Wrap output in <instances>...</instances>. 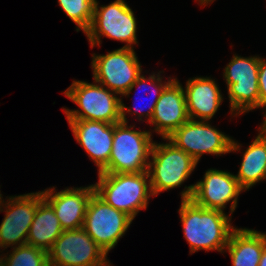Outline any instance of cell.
<instances>
[{
	"instance_id": "6da1fadb",
	"label": "cell",
	"mask_w": 266,
	"mask_h": 266,
	"mask_svg": "<svg viewBox=\"0 0 266 266\" xmlns=\"http://www.w3.org/2000/svg\"><path fill=\"white\" fill-rule=\"evenodd\" d=\"M179 214L184 237L190 245V252L217 250L222 252L236 229L223 211L206 209L192 200H182Z\"/></svg>"
},
{
	"instance_id": "7a4b0ae2",
	"label": "cell",
	"mask_w": 266,
	"mask_h": 266,
	"mask_svg": "<svg viewBox=\"0 0 266 266\" xmlns=\"http://www.w3.org/2000/svg\"><path fill=\"white\" fill-rule=\"evenodd\" d=\"M125 111L128 113L131 109L121 103L122 120L114 123L112 153L108 166L101 173H139L148 169L147 161L154 143L151 133L128 127Z\"/></svg>"
},
{
	"instance_id": "3957f363",
	"label": "cell",
	"mask_w": 266,
	"mask_h": 266,
	"mask_svg": "<svg viewBox=\"0 0 266 266\" xmlns=\"http://www.w3.org/2000/svg\"><path fill=\"white\" fill-rule=\"evenodd\" d=\"M95 193L107 204L135 218L139 210L146 209L148 198L153 196L148 172L98 173ZM149 188V189H148ZM149 191V192H148Z\"/></svg>"
},
{
	"instance_id": "277c9868",
	"label": "cell",
	"mask_w": 266,
	"mask_h": 266,
	"mask_svg": "<svg viewBox=\"0 0 266 266\" xmlns=\"http://www.w3.org/2000/svg\"><path fill=\"white\" fill-rule=\"evenodd\" d=\"M64 94L77 104L79 110L65 109L67 120L102 121L109 124L121 122L122 99L101 84L73 81Z\"/></svg>"
},
{
	"instance_id": "5b68a950",
	"label": "cell",
	"mask_w": 266,
	"mask_h": 266,
	"mask_svg": "<svg viewBox=\"0 0 266 266\" xmlns=\"http://www.w3.org/2000/svg\"><path fill=\"white\" fill-rule=\"evenodd\" d=\"M152 161L148 164L149 184L153 196L164 190L179 187L198 164L189 154L169 141L153 143Z\"/></svg>"
},
{
	"instance_id": "8992f818",
	"label": "cell",
	"mask_w": 266,
	"mask_h": 266,
	"mask_svg": "<svg viewBox=\"0 0 266 266\" xmlns=\"http://www.w3.org/2000/svg\"><path fill=\"white\" fill-rule=\"evenodd\" d=\"M206 122L189 119L166 140L182 149L197 162L204 153L220 155L240 149L230 137Z\"/></svg>"
},
{
	"instance_id": "52a82bcc",
	"label": "cell",
	"mask_w": 266,
	"mask_h": 266,
	"mask_svg": "<svg viewBox=\"0 0 266 266\" xmlns=\"http://www.w3.org/2000/svg\"><path fill=\"white\" fill-rule=\"evenodd\" d=\"M132 220L94 192L88 202L82 228L107 254L125 234Z\"/></svg>"
},
{
	"instance_id": "ba28073f",
	"label": "cell",
	"mask_w": 266,
	"mask_h": 266,
	"mask_svg": "<svg viewBox=\"0 0 266 266\" xmlns=\"http://www.w3.org/2000/svg\"><path fill=\"white\" fill-rule=\"evenodd\" d=\"M136 18L132 9L124 0H116L107 6L98 7L95 2L94 16L90 28L85 32L91 47L100 44V37L126 42V48L137 43Z\"/></svg>"
},
{
	"instance_id": "9c48e42d",
	"label": "cell",
	"mask_w": 266,
	"mask_h": 266,
	"mask_svg": "<svg viewBox=\"0 0 266 266\" xmlns=\"http://www.w3.org/2000/svg\"><path fill=\"white\" fill-rule=\"evenodd\" d=\"M107 254L83 228L64 230L48 251L49 266H110Z\"/></svg>"
},
{
	"instance_id": "30bf717a",
	"label": "cell",
	"mask_w": 266,
	"mask_h": 266,
	"mask_svg": "<svg viewBox=\"0 0 266 266\" xmlns=\"http://www.w3.org/2000/svg\"><path fill=\"white\" fill-rule=\"evenodd\" d=\"M260 57L233 56L224 78L228 87L231 112L238 114L260 107L258 71ZM238 111V112H237Z\"/></svg>"
},
{
	"instance_id": "8fae6325",
	"label": "cell",
	"mask_w": 266,
	"mask_h": 266,
	"mask_svg": "<svg viewBox=\"0 0 266 266\" xmlns=\"http://www.w3.org/2000/svg\"><path fill=\"white\" fill-rule=\"evenodd\" d=\"M94 54L93 77L111 92L124 94L141 75V66L133 48L122 47L106 55Z\"/></svg>"
},
{
	"instance_id": "7c38bea8",
	"label": "cell",
	"mask_w": 266,
	"mask_h": 266,
	"mask_svg": "<svg viewBox=\"0 0 266 266\" xmlns=\"http://www.w3.org/2000/svg\"><path fill=\"white\" fill-rule=\"evenodd\" d=\"M187 188V189H186ZM243 191L235 175L216 169L206 171L202 181L185 187L182 200H192L206 209L223 211L227 202L232 200L231 213L237 206L239 194Z\"/></svg>"
},
{
	"instance_id": "4fadbf2b",
	"label": "cell",
	"mask_w": 266,
	"mask_h": 266,
	"mask_svg": "<svg viewBox=\"0 0 266 266\" xmlns=\"http://www.w3.org/2000/svg\"><path fill=\"white\" fill-rule=\"evenodd\" d=\"M8 201L7 205L5 204L6 215L0 225V247L2 248L26 244L30 226L39 205V192L11 197Z\"/></svg>"
},
{
	"instance_id": "5bb4252c",
	"label": "cell",
	"mask_w": 266,
	"mask_h": 266,
	"mask_svg": "<svg viewBox=\"0 0 266 266\" xmlns=\"http://www.w3.org/2000/svg\"><path fill=\"white\" fill-rule=\"evenodd\" d=\"M76 141L99 167L101 173L107 166L112 153L114 124L102 121L68 120Z\"/></svg>"
},
{
	"instance_id": "9a60e30c",
	"label": "cell",
	"mask_w": 266,
	"mask_h": 266,
	"mask_svg": "<svg viewBox=\"0 0 266 266\" xmlns=\"http://www.w3.org/2000/svg\"><path fill=\"white\" fill-rule=\"evenodd\" d=\"M185 89L178 80L172 79L162 91L149 123L155 126L163 139L168 138L190 118L187 112Z\"/></svg>"
},
{
	"instance_id": "2e32d148",
	"label": "cell",
	"mask_w": 266,
	"mask_h": 266,
	"mask_svg": "<svg viewBox=\"0 0 266 266\" xmlns=\"http://www.w3.org/2000/svg\"><path fill=\"white\" fill-rule=\"evenodd\" d=\"M55 188L42 191L43 198L52 206L63 230L83 227L88 202L95 192L94 185L65 189L54 193ZM53 194V195H52Z\"/></svg>"
},
{
	"instance_id": "e0dca14e",
	"label": "cell",
	"mask_w": 266,
	"mask_h": 266,
	"mask_svg": "<svg viewBox=\"0 0 266 266\" xmlns=\"http://www.w3.org/2000/svg\"><path fill=\"white\" fill-rule=\"evenodd\" d=\"M185 98L189 118L211 119L222 102L220 90L211 78L197 77L187 81ZM195 116V117H194Z\"/></svg>"
},
{
	"instance_id": "ac0fdd59",
	"label": "cell",
	"mask_w": 266,
	"mask_h": 266,
	"mask_svg": "<svg viewBox=\"0 0 266 266\" xmlns=\"http://www.w3.org/2000/svg\"><path fill=\"white\" fill-rule=\"evenodd\" d=\"M266 246V234L250 229H235L225 248L232 266H258Z\"/></svg>"
},
{
	"instance_id": "d6986e66",
	"label": "cell",
	"mask_w": 266,
	"mask_h": 266,
	"mask_svg": "<svg viewBox=\"0 0 266 266\" xmlns=\"http://www.w3.org/2000/svg\"><path fill=\"white\" fill-rule=\"evenodd\" d=\"M63 231L52 206L43 198L40 191L39 205L30 226L26 244L48 252Z\"/></svg>"
},
{
	"instance_id": "ffe728a7",
	"label": "cell",
	"mask_w": 266,
	"mask_h": 266,
	"mask_svg": "<svg viewBox=\"0 0 266 266\" xmlns=\"http://www.w3.org/2000/svg\"><path fill=\"white\" fill-rule=\"evenodd\" d=\"M235 177L243 190L266 179V137L261 133L243 154V161Z\"/></svg>"
},
{
	"instance_id": "44dd1931",
	"label": "cell",
	"mask_w": 266,
	"mask_h": 266,
	"mask_svg": "<svg viewBox=\"0 0 266 266\" xmlns=\"http://www.w3.org/2000/svg\"><path fill=\"white\" fill-rule=\"evenodd\" d=\"M62 10L77 24V31L90 28L96 0H58Z\"/></svg>"
},
{
	"instance_id": "7402d4cb",
	"label": "cell",
	"mask_w": 266,
	"mask_h": 266,
	"mask_svg": "<svg viewBox=\"0 0 266 266\" xmlns=\"http://www.w3.org/2000/svg\"><path fill=\"white\" fill-rule=\"evenodd\" d=\"M5 266H49L48 252L28 244L17 246L5 258Z\"/></svg>"
},
{
	"instance_id": "603a6c76",
	"label": "cell",
	"mask_w": 266,
	"mask_h": 266,
	"mask_svg": "<svg viewBox=\"0 0 266 266\" xmlns=\"http://www.w3.org/2000/svg\"><path fill=\"white\" fill-rule=\"evenodd\" d=\"M150 81V84L151 86H153L155 88V91H152L153 94H155L156 98L154 100L153 103H148L150 106L149 110L147 111V113H145V118L148 116V120L150 122L152 116H153V113H154V110H155V106H156V103L158 101V99L160 98V95L162 93V91L164 90V88L166 87V85L171 81L169 80L168 82H164L165 84H162L161 80H162V77H160V75L157 74V78L155 77V74L151 75L149 78H145L143 75H140L137 80L132 84L131 88L126 91L123 95H128L129 96V93L131 92V90L137 85V87H140L142 86L144 89L147 88V84L146 82ZM157 82V83H156ZM143 108H145V106H143ZM142 111V106L139 107V108H136L135 107V110L133 113H139Z\"/></svg>"
},
{
	"instance_id": "cb8c5ba5",
	"label": "cell",
	"mask_w": 266,
	"mask_h": 266,
	"mask_svg": "<svg viewBox=\"0 0 266 266\" xmlns=\"http://www.w3.org/2000/svg\"><path fill=\"white\" fill-rule=\"evenodd\" d=\"M258 88L260 97V107L266 106V60L260 58L258 71Z\"/></svg>"
},
{
	"instance_id": "d4e9b609",
	"label": "cell",
	"mask_w": 266,
	"mask_h": 266,
	"mask_svg": "<svg viewBox=\"0 0 266 266\" xmlns=\"http://www.w3.org/2000/svg\"><path fill=\"white\" fill-rule=\"evenodd\" d=\"M258 266H266V246L262 252L261 259Z\"/></svg>"
},
{
	"instance_id": "484cf974",
	"label": "cell",
	"mask_w": 266,
	"mask_h": 266,
	"mask_svg": "<svg viewBox=\"0 0 266 266\" xmlns=\"http://www.w3.org/2000/svg\"><path fill=\"white\" fill-rule=\"evenodd\" d=\"M259 129H260V133L266 137V114H265V120L262 124V127L260 126Z\"/></svg>"
},
{
	"instance_id": "4316f807",
	"label": "cell",
	"mask_w": 266,
	"mask_h": 266,
	"mask_svg": "<svg viewBox=\"0 0 266 266\" xmlns=\"http://www.w3.org/2000/svg\"><path fill=\"white\" fill-rule=\"evenodd\" d=\"M213 0H199V2L201 3V4H208L209 2L211 3Z\"/></svg>"
},
{
	"instance_id": "83f0119b",
	"label": "cell",
	"mask_w": 266,
	"mask_h": 266,
	"mask_svg": "<svg viewBox=\"0 0 266 266\" xmlns=\"http://www.w3.org/2000/svg\"><path fill=\"white\" fill-rule=\"evenodd\" d=\"M0 266H5V257L0 258Z\"/></svg>"
},
{
	"instance_id": "f1b7e54d",
	"label": "cell",
	"mask_w": 266,
	"mask_h": 266,
	"mask_svg": "<svg viewBox=\"0 0 266 266\" xmlns=\"http://www.w3.org/2000/svg\"><path fill=\"white\" fill-rule=\"evenodd\" d=\"M1 198H2V196H1V194H0V210H1V206H2V205H1V204H2V199H1Z\"/></svg>"
}]
</instances>
